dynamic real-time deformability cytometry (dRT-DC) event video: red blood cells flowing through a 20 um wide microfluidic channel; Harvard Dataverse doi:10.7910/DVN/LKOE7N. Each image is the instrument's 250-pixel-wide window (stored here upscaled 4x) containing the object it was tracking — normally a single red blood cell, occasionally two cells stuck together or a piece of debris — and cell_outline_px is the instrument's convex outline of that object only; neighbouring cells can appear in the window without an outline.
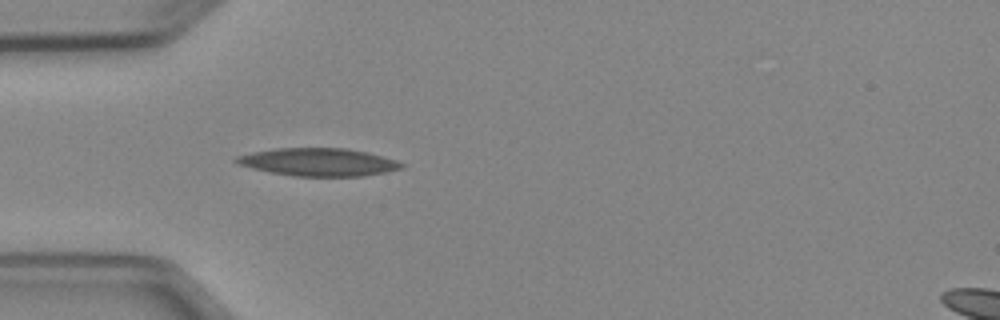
{"species": "Egyptian fruit bat (a non-hibernating species)", "species_latin": "Rousettus aegyptiacus", "temperature_condition": "cold", "stored_images_in_passage": 3, "camera_frame_rate_fps": 3000, "um_per_image_px": 0.085, "animal": {"sex": "female"}, "frame": {"image": 1, "passage_image": 3, "time_ms": 2.667, "image_size_px": [1000, 320], "cell_outline_px": [[404, 168], [384, 172], [360, 176], [292, 176], [252, 168], [240, 164], [232, 160], [236, 156], [252, 152], [276, 148], [348, 148], [368, 152], [396, 160], [404, 164]], "centroid_in_image_um": [27.07, 13.77], "position_along_channel_um": 57.9, "area_um2": 26.7}}